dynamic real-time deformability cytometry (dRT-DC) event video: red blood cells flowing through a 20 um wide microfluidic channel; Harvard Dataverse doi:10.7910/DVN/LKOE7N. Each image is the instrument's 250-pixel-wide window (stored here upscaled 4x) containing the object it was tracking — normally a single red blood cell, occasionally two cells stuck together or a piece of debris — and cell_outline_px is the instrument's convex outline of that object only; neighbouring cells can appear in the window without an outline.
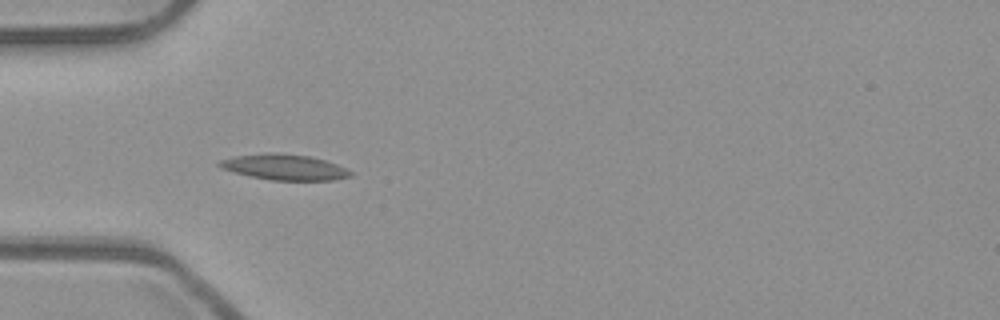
{"species": "common noctule bat (a hibernating species)", "species_latin": "Nyctalus noctula", "temperature_condition": "room temperature", "stored_images_in_passage": 12, "camera_frame_rate_fps": 3000, "um_per_image_px": 0.085, "animal": {"sex": "male", "body_mass_g": 23.1, "forearm_length_mm": 52.7}, "frame": {"image": 1, "passage_image": 6, "time_ms": 1.667, "image_size_px": [1000, 320], "cell_outline_px": [[352, 176], [336, 180], [272, 180], [252, 176], [220, 168], [216, 164], [220, 160], [232, 156], [272, 152], [276, 152], [308, 156], [324, 160], [336, 164], [352, 172]], "centroid_in_image_um": [24.16, 14.2], "position_along_channel_um": 60.8, "area_um2": 19.48}}
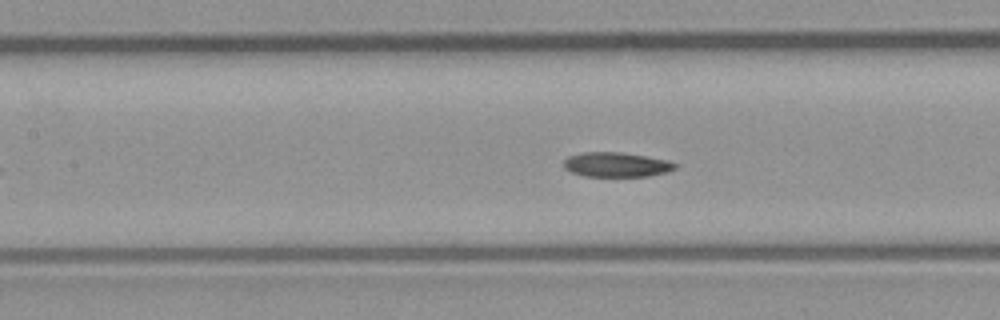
{"frame": {"image": 2, "passage_image": 10, "time_ms": 3.0, "image_size_px": [1000, 320], "cell_outline_px": [[676, 168], [668, 172], [648, 176], [584, 176], [572, 172], [564, 168], [564, 160], [568, 156], [584, 152], [620, 152], [668, 160], [676, 164]], "centroid_in_image_um": [52.39, 13.99], "position_along_channel_um": 155.0, "area_um2": 15.9}}